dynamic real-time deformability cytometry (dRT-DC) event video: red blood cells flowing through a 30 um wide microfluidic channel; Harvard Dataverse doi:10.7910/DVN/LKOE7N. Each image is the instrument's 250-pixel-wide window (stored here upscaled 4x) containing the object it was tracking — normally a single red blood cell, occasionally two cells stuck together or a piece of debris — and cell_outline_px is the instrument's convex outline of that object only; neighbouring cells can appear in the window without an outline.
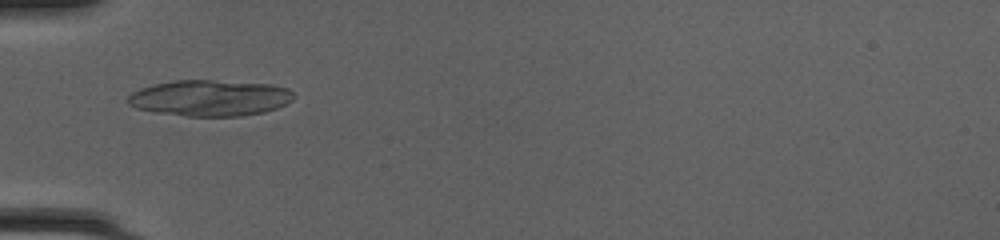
{"species": "common noctule bat (a hibernating species)", "species_latin": "Nyctalus noctula", "temperature_condition": "cold", "stored_images_in_passage": 35, "camera_frame_rate_fps": 3000, "um_per_image_px": 0.085, "animal": {"sex": "female", "body_mass_g": 20.0, "forearm_length_mm": 54.0}, "frame": {"image": 1, "passage_image": 3, "time_ms": 0.667, "image_size_px": [1000, 240], "cell_outline_px": [[296, 96], [292, 100], [276, 108], [264, 112], [240, 116], [188, 116], [156, 112], [136, 108], [128, 104], [128, 96], [132, 92], [140, 88], [156, 84], [176, 80], [212, 80], [272, 84], [288, 88]], "centroid_in_image_um": [17.86, 8.32], "position_along_channel_um": 67.1, "area_um2": 34.8}}
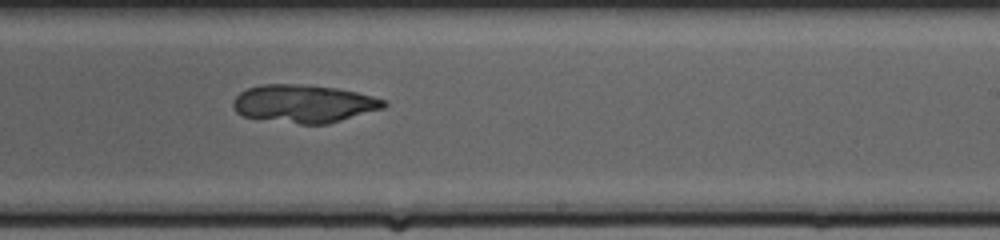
{"frame": {"image": 2, "passage_image": 17, "time_ms": 5.333, "image_size_px": [1000, 240], "cell_outline_px": [[388, 104], [384, 108], [328, 124], [300, 124], [240, 116], [236, 112], [232, 104], [232, 100], [240, 92], [248, 88], [260, 84], [300, 84], [336, 88], [356, 92], [388, 100]], "centroid_in_image_um": [25.82, 8.81], "position_along_channel_um": 263.2, "area_um2": 33.47}}
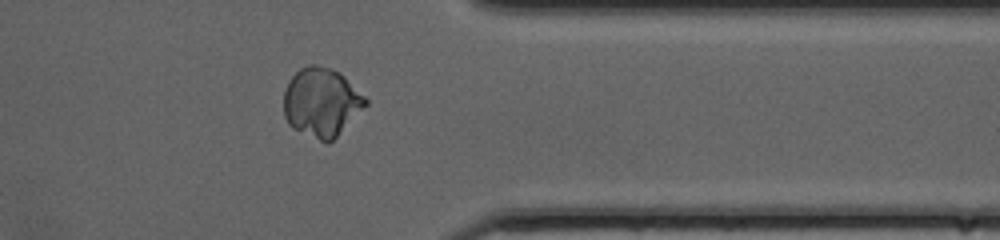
{"frame": {"image": 3, "passage_image": 26, "time_ms": 8.333, "image_size_px": [1000, 240], "cell_outline_px": [[368, 104], [328, 144], [324, 144], [292, 128], [288, 124], [284, 116], [284, 92], [288, 80], [300, 68], [308, 64], [316, 64], [340, 72], [368, 100]], "centroid_in_image_um": [27.29, 8.7], "position_along_channel_um": 384.1, "area_um2": 32.95}}